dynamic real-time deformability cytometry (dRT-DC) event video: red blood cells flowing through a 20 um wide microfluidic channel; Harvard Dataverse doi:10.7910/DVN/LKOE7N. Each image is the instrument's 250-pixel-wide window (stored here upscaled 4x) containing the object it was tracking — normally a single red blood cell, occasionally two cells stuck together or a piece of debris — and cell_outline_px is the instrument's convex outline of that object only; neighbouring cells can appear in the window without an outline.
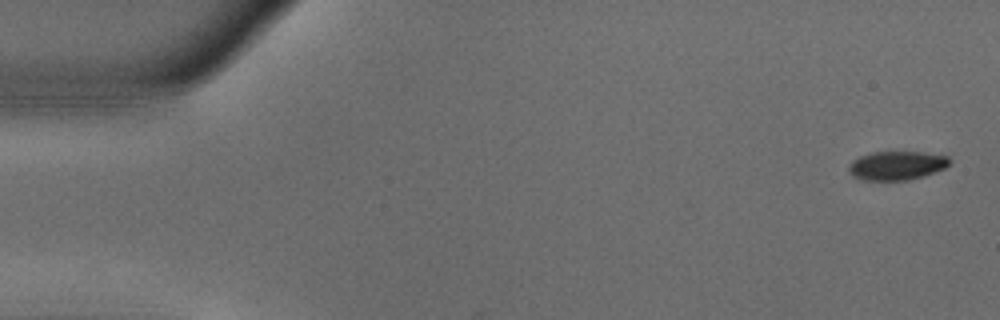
{"species": "common noctule bat (a hibernating species)", "species_latin": "Nyctalus noctula", "temperature_condition": "warm", "stored_images_in_passage": 54, "camera_frame_rate_fps": 3000, "um_per_image_px": 0.085, "animal": {"sex": "male", "body_mass_g": 18.8}, "frame": {"image": 1, "passage_image": 2, "time_ms": 0.333, "image_size_px": [1000, 320], "cell_outline_px": [[952, 160], [944, 168], [924, 176], [908, 180], [864, 180], [852, 176], [848, 172], [848, 168], [852, 160], [860, 156], [872, 152], [924, 152], [948, 156]], "centroid_in_image_um": [76.21, 14.07], "position_along_channel_um": 8.8, "area_um2": 16.99}}
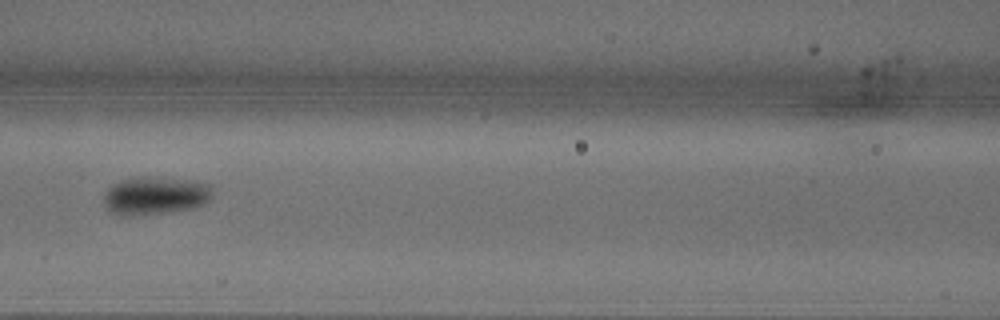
{"frame": {"image": 2, "passage_image": 24, "time_ms": 7.667, "image_size_px": [1000, 320], "cell_outline_px": [[212, 196], [208, 200], [192, 208], [168, 212], [132, 216], [120, 216], [112, 212], [104, 204], [104, 192], [112, 184], [120, 180], [144, 176], [188, 180], [212, 184]], "centroid_in_image_um": [13.16, 16.62], "position_along_channel_um": 153.4, "area_um2": 24.1}}
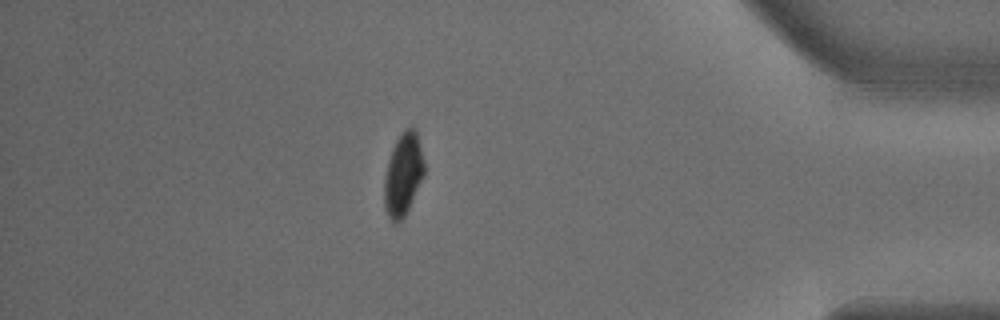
{"frame": {"image": 3, "passage_image": 47, "time_ms": 15.333, "image_size_px": [1000, 320], "cell_outline_px": [[424, 176], [400, 224], [392, 224], [384, 208], [384, 180], [388, 160], [392, 148], [396, 140], [412, 124], [416, 128], [424, 160]], "centroid_in_image_um": [34.26, 14.85], "position_along_channel_um": 400.9, "area_um2": 19.36}, "authors_computed_cell_mechanics": {"area_um2": 19.9121, "velocity_mm_per_s": 3.7499, "shape_relaxation_time_tau1_ms": 2.6153, "shape_relaxation_time_tau2_ms": null, "deformation_change_tau1": 0.1364, "deformation_change_tau2": null}}